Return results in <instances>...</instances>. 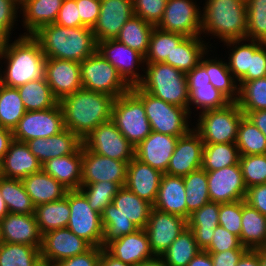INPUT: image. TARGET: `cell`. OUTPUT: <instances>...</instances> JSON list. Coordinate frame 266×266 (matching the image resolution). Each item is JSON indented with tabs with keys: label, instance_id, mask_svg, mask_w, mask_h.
Returning a JSON list of instances; mask_svg holds the SVG:
<instances>
[{
	"label": "cell",
	"instance_id": "1",
	"mask_svg": "<svg viewBox=\"0 0 266 266\" xmlns=\"http://www.w3.org/2000/svg\"><path fill=\"white\" fill-rule=\"evenodd\" d=\"M114 100L107 94L83 88L63 97L59 103L65 128L82 140L99 124L111 120Z\"/></svg>",
	"mask_w": 266,
	"mask_h": 266
},
{
	"label": "cell",
	"instance_id": "2",
	"mask_svg": "<svg viewBox=\"0 0 266 266\" xmlns=\"http://www.w3.org/2000/svg\"><path fill=\"white\" fill-rule=\"evenodd\" d=\"M46 58L65 59L81 63L97 51L93 31L88 27H63L47 24L31 35Z\"/></svg>",
	"mask_w": 266,
	"mask_h": 266
},
{
	"label": "cell",
	"instance_id": "3",
	"mask_svg": "<svg viewBox=\"0 0 266 266\" xmlns=\"http://www.w3.org/2000/svg\"><path fill=\"white\" fill-rule=\"evenodd\" d=\"M153 205L139 198L125 186L121 187L101 214L104 228L102 247L147 226Z\"/></svg>",
	"mask_w": 266,
	"mask_h": 266
},
{
	"label": "cell",
	"instance_id": "4",
	"mask_svg": "<svg viewBox=\"0 0 266 266\" xmlns=\"http://www.w3.org/2000/svg\"><path fill=\"white\" fill-rule=\"evenodd\" d=\"M6 69L1 73V84L17 88L27 82L45 77L46 57L39 43L31 35H21L9 43L2 59Z\"/></svg>",
	"mask_w": 266,
	"mask_h": 266
},
{
	"label": "cell",
	"instance_id": "5",
	"mask_svg": "<svg viewBox=\"0 0 266 266\" xmlns=\"http://www.w3.org/2000/svg\"><path fill=\"white\" fill-rule=\"evenodd\" d=\"M201 14V34L222 42L246 39L247 4L243 0H207Z\"/></svg>",
	"mask_w": 266,
	"mask_h": 266
},
{
	"label": "cell",
	"instance_id": "6",
	"mask_svg": "<svg viewBox=\"0 0 266 266\" xmlns=\"http://www.w3.org/2000/svg\"><path fill=\"white\" fill-rule=\"evenodd\" d=\"M145 74L138 86L151 95L178 107L188 109L187 76L175 67L162 63H145Z\"/></svg>",
	"mask_w": 266,
	"mask_h": 266
},
{
	"label": "cell",
	"instance_id": "7",
	"mask_svg": "<svg viewBox=\"0 0 266 266\" xmlns=\"http://www.w3.org/2000/svg\"><path fill=\"white\" fill-rule=\"evenodd\" d=\"M131 90L143 101L152 131L181 137L192 129L188 124L190 114L187 108L168 104L142 90L138 85L131 87Z\"/></svg>",
	"mask_w": 266,
	"mask_h": 266
},
{
	"label": "cell",
	"instance_id": "8",
	"mask_svg": "<svg viewBox=\"0 0 266 266\" xmlns=\"http://www.w3.org/2000/svg\"><path fill=\"white\" fill-rule=\"evenodd\" d=\"M111 121L134 147L152 131L143 101L131 89L115 98Z\"/></svg>",
	"mask_w": 266,
	"mask_h": 266
},
{
	"label": "cell",
	"instance_id": "9",
	"mask_svg": "<svg viewBox=\"0 0 266 266\" xmlns=\"http://www.w3.org/2000/svg\"><path fill=\"white\" fill-rule=\"evenodd\" d=\"M244 116L237 102L227 106L201 112L193 129L204 144L236 143L238 126Z\"/></svg>",
	"mask_w": 266,
	"mask_h": 266
},
{
	"label": "cell",
	"instance_id": "10",
	"mask_svg": "<svg viewBox=\"0 0 266 266\" xmlns=\"http://www.w3.org/2000/svg\"><path fill=\"white\" fill-rule=\"evenodd\" d=\"M82 88L117 98L131 87L98 51L80 63Z\"/></svg>",
	"mask_w": 266,
	"mask_h": 266
},
{
	"label": "cell",
	"instance_id": "11",
	"mask_svg": "<svg viewBox=\"0 0 266 266\" xmlns=\"http://www.w3.org/2000/svg\"><path fill=\"white\" fill-rule=\"evenodd\" d=\"M70 217L67 228L92 247H102L104 228L101 214L94 211L80 190H68Z\"/></svg>",
	"mask_w": 266,
	"mask_h": 266
},
{
	"label": "cell",
	"instance_id": "12",
	"mask_svg": "<svg viewBox=\"0 0 266 266\" xmlns=\"http://www.w3.org/2000/svg\"><path fill=\"white\" fill-rule=\"evenodd\" d=\"M82 146L94 153L129 163L135 157V147L110 120L99 124L82 139Z\"/></svg>",
	"mask_w": 266,
	"mask_h": 266
},
{
	"label": "cell",
	"instance_id": "13",
	"mask_svg": "<svg viewBox=\"0 0 266 266\" xmlns=\"http://www.w3.org/2000/svg\"><path fill=\"white\" fill-rule=\"evenodd\" d=\"M65 129L63 111L58 103L45 110L26 111L13 129V139L27 142L36 138L51 137Z\"/></svg>",
	"mask_w": 266,
	"mask_h": 266
},
{
	"label": "cell",
	"instance_id": "14",
	"mask_svg": "<svg viewBox=\"0 0 266 266\" xmlns=\"http://www.w3.org/2000/svg\"><path fill=\"white\" fill-rule=\"evenodd\" d=\"M193 0H167L162 20L157 27L186 37L201 35V13Z\"/></svg>",
	"mask_w": 266,
	"mask_h": 266
},
{
	"label": "cell",
	"instance_id": "15",
	"mask_svg": "<svg viewBox=\"0 0 266 266\" xmlns=\"http://www.w3.org/2000/svg\"><path fill=\"white\" fill-rule=\"evenodd\" d=\"M211 202L219 204L244 200L245 186L240 163L215 171H206Z\"/></svg>",
	"mask_w": 266,
	"mask_h": 266
},
{
	"label": "cell",
	"instance_id": "16",
	"mask_svg": "<svg viewBox=\"0 0 266 266\" xmlns=\"http://www.w3.org/2000/svg\"><path fill=\"white\" fill-rule=\"evenodd\" d=\"M97 51L117 69L119 75L130 87L137 86L142 81L143 75L136 72L139 65L145 63L142 54L116 39L97 42Z\"/></svg>",
	"mask_w": 266,
	"mask_h": 266
},
{
	"label": "cell",
	"instance_id": "17",
	"mask_svg": "<svg viewBox=\"0 0 266 266\" xmlns=\"http://www.w3.org/2000/svg\"><path fill=\"white\" fill-rule=\"evenodd\" d=\"M186 227L185 218L152 208L144 229L154 256H161Z\"/></svg>",
	"mask_w": 266,
	"mask_h": 266
},
{
	"label": "cell",
	"instance_id": "18",
	"mask_svg": "<svg viewBox=\"0 0 266 266\" xmlns=\"http://www.w3.org/2000/svg\"><path fill=\"white\" fill-rule=\"evenodd\" d=\"M128 163L99 155L82 146V182L87 185L95 182H114L125 186Z\"/></svg>",
	"mask_w": 266,
	"mask_h": 266
},
{
	"label": "cell",
	"instance_id": "19",
	"mask_svg": "<svg viewBox=\"0 0 266 266\" xmlns=\"http://www.w3.org/2000/svg\"><path fill=\"white\" fill-rule=\"evenodd\" d=\"M92 246L68 228L49 231L42 236L41 259L51 264L80 255Z\"/></svg>",
	"mask_w": 266,
	"mask_h": 266
},
{
	"label": "cell",
	"instance_id": "20",
	"mask_svg": "<svg viewBox=\"0 0 266 266\" xmlns=\"http://www.w3.org/2000/svg\"><path fill=\"white\" fill-rule=\"evenodd\" d=\"M189 103L188 112L192 113L190 106L193 105L196 110L202 109L201 112L208 110L220 109L227 106L231 101L219 90H217L209 80L206 69L199 63L190 72L186 74Z\"/></svg>",
	"mask_w": 266,
	"mask_h": 266
},
{
	"label": "cell",
	"instance_id": "21",
	"mask_svg": "<svg viewBox=\"0 0 266 266\" xmlns=\"http://www.w3.org/2000/svg\"><path fill=\"white\" fill-rule=\"evenodd\" d=\"M204 142L192 128L177 140L165 174L185 176L202 167Z\"/></svg>",
	"mask_w": 266,
	"mask_h": 266
},
{
	"label": "cell",
	"instance_id": "22",
	"mask_svg": "<svg viewBox=\"0 0 266 266\" xmlns=\"http://www.w3.org/2000/svg\"><path fill=\"white\" fill-rule=\"evenodd\" d=\"M100 4V14L92 28L96 42L115 39L134 15L133 0H100Z\"/></svg>",
	"mask_w": 266,
	"mask_h": 266
},
{
	"label": "cell",
	"instance_id": "23",
	"mask_svg": "<svg viewBox=\"0 0 266 266\" xmlns=\"http://www.w3.org/2000/svg\"><path fill=\"white\" fill-rule=\"evenodd\" d=\"M45 78L58 101L82 89L79 62L46 58Z\"/></svg>",
	"mask_w": 266,
	"mask_h": 266
},
{
	"label": "cell",
	"instance_id": "24",
	"mask_svg": "<svg viewBox=\"0 0 266 266\" xmlns=\"http://www.w3.org/2000/svg\"><path fill=\"white\" fill-rule=\"evenodd\" d=\"M42 236L35 214L8 213L0 220V242L41 247Z\"/></svg>",
	"mask_w": 266,
	"mask_h": 266
},
{
	"label": "cell",
	"instance_id": "25",
	"mask_svg": "<svg viewBox=\"0 0 266 266\" xmlns=\"http://www.w3.org/2000/svg\"><path fill=\"white\" fill-rule=\"evenodd\" d=\"M178 139L179 137L151 131L135 147V158L165 174Z\"/></svg>",
	"mask_w": 266,
	"mask_h": 266
},
{
	"label": "cell",
	"instance_id": "26",
	"mask_svg": "<svg viewBox=\"0 0 266 266\" xmlns=\"http://www.w3.org/2000/svg\"><path fill=\"white\" fill-rule=\"evenodd\" d=\"M30 152L41 165L52 158L74 154L81 146L82 140L72 131H63L47 138H36L26 142Z\"/></svg>",
	"mask_w": 266,
	"mask_h": 266
},
{
	"label": "cell",
	"instance_id": "27",
	"mask_svg": "<svg viewBox=\"0 0 266 266\" xmlns=\"http://www.w3.org/2000/svg\"><path fill=\"white\" fill-rule=\"evenodd\" d=\"M104 249L123 263L135 266L154 257L145 229L109 242Z\"/></svg>",
	"mask_w": 266,
	"mask_h": 266
},
{
	"label": "cell",
	"instance_id": "28",
	"mask_svg": "<svg viewBox=\"0 0 266 266\" xmlns=\"http://www.w3.org/2000/svg\"><path fill=\"white\" fill-rule=\"evenodd\" d=\"M162 173L135 157L128 163L125 187L139 198L154 204Z\"/></svg>",
	"mask_w": 266,
	"mask_h": 266
},
{
	"label": "cell",
	"instance_id": "29",
	"mask_svg": "<svg viewBox=\"0 0 266 266\" xmlns=\"http://www.w3.org/2000/svg\"><path fill=\"white\" fill-rule=\"evenodd\" d=\"M42 165L30 152L25 142L13 140L0 162V176L13 179H23L30 174L38 172Z\"/></svg>",
	"mask_w": 266,
	"mask_h": 266
},
{
	"label": "cell",
	"instance_id": "30",
	"mask_svg": "<svg viewBox=\"0 0 266 266\" xmlns=\"http://www.w3.org/2000/svg\"><path fill=\"white\" fill-rule=\"evenodd\" d=\"M186 198L183 177L162 174L153 208L187 220Z\"/></svg>",
	"mask_w": 266,
	"mask_h": 266
},
{
	"label": "cell",
	"instance_id": "31",
	"mask_svg": "<svg viewBox=\"0 0 266 266\" xmlns=\"http://www.w3.org/2000/svg\"><path fill=\"white\" fill-rule=\"evenodd\" d=\"M42 170L67 190H79L82 182V146L74 154L48 160L42 165Z\"/></svg>",
	"mask_w": 266,
	"mask_h": 266
},
{
	"label": "cell",
	"instance_id": "32",
	"mask_svg": "<svg viewBox=\"0 0 266 266\" xmlns=\"http://www.w3.org/2000/svg\"><path fill=\"white\" fill-rule=\"evenodd\" d=\"M64 0H22L23 27L27 29L24 35H32L39 28L55 23Z\"/></svg>",
	"mask_w": 266,
	"mask_h": 266
},
{
	"label": "cell",
	"instance_id": "33",
	"mask_svg": "<svg viewBox=\"0 0 266 266\" xmlns=\"http://www.w3.org/2000/svg\"><path fill=\"white\" fill-rule=\"evenodd\" d=\"M27 194L36 207L40 204L61 200L67 189L42 169L22 179Z\"/></svg>",
	"mask_w": 266,
	"mask_h": 266
},
{
	"label": "cell",
	"instance_id": "34",
	"mask_svg": "<svg viewBox=\"0 0 266 266\" xmlns=\"http://www.w3.org/2000/svg\"><path fill=\"white\" fill-rule=\"evenodd\" d=\"M219 203L209 202L194 211L187 220V226L193 231L196 243L204 250L212 240L214 229L219 225Z\"/></svg>",
	"mask_w": 266,
	"mask_h": 266
},
{
	"label": "cell",
	"instance_id": "35",
	"mask_svg": "<svg viewBox=\"0 0 266 266\" xmlns=\"http://www.w3.org/2000/svg\"><path fill=\"white\" fill-rule=\"evenodd\" d=\"M240 241L250 250L263 248L266 243V216L242 200Z\"/></svg>",
	"mask_w": 266,
	"mask_h": 266
},
{
	"label": "cell",
	"instance_id": "36",
	"mask_svg": "<svg viewBox=\"0 0 266 266\" xmlns=\"http://www.w3.org/2000/svg\"><path fill=\"white\" fill-rule=\"evenodd\" d=\"M202 39L201 36L185 37L177 47H174L171 59H166L164 63L187 74L200 63L201 58L208 52V43H203Z\"/></svg>",
	"mask_w": 266,
	"mask_h": 266
},
{
	"label": "cell",
	"instance_id": "37",
	"mask_svg": "<svg viewBox=\"0 0 266 266\" xmlns=\"http://www.w3.org/2000/svg\"><path fill=\"white\" fill-rule=\"evenodd\" d=\"M35 217L42 235L59 228H67L70 217L68 191L61 200L36 206Z\"/></svg>",
	"mask_w": 266,
	"mask_h": 266
},
{
	"label": "cell",
	"instance_id": "38",
	"mask_svg": "<svg viewBox=\"0 0 266 266\" xmlns=\"http://www.w3.org/2000/svg\"><path fill=\"white\" fill-rule=\"evenodd\" d=\"M207 59L204 56L200 64L206 69L210 83L221 93H223L231 102H237L239 99L238 82L228 69L227 62L221 59Z\"/></svg>",
	"mask_w": 266,
	"mask_h": 266
},
{
	"label": "cell",
	"instance_id": "39",
	"mask_svg": "<svg viewBox=\"0 0 266 266\" xmlns=\"http://www.w3.org/2000/svg\"><path fill=\"white\" fill-rule=\"evenodd\" d=\"M17 89L26 111L45 110L59 103L45 77L27 82Z\"/></svg>",
	"mask_w": 266,
	"mask_h": 266
},
{
	"label": "cell",
	"instance_id": "40",
	"mask_svg": "<svg viewBox=\"0 0 266 266\" xmlns=\"http://www.w3.org/2000/svg\"><path fill=\"white\" fill-rule=\"evenodd\" d=\"M154 27L153 24L144 21L141 17L133 15L123 25L115 39L145 57Z\"/></svg>",
	"mask_w": 266,
	"mask_h": 266
},
{
	"label": "cell",
	"instance_id": "41",
	"mask_svg": "<svg viewBox=\"0 0 266 266\" xmlns=\"http://www.w3.org/2000/svg\"><path fill=\"white\" fill-rule=\"evenodd\" d=\"M0 194L9 213L35 214V206L26 192L21 179L0 176Z\"/></svg>",
	"mask_w": 266,
	"mask_h": 266
},
{
	"label": "cell",
	"instance_id": "42",
	"mask_svg": "<svg viewBox=\"0 0 266 266\" xmlns=\"http://www.w3.org/2000/svg\"><path fill=\"white\" fill-rule=\"evenodd\" d=\"M200 250L193 231L187 226L161 257L166 266H187Z\"/></svg>",
	"mask_w": 266,
	"mask_h": 266
},
{
	"label": "cell",
	"instance_id": "43",
	"mask_svg": "<svg viewBox=\"0 0 266 266\" xmlns=\"http://www.w3.org/2000/svg\"><path fill=\"white\" fill-rule=\"evenodd\" d=\"M243 41H249L244 44ZM242 42V43H241ZM227 46L233 47L229 54L228 69L233 77L239 81L247 71H251L252 55L264 44L255 40H230L224 42ZM241 43V44H240ZM235 45V46H234Z\"/></svg>",
	"mask_w": 266,
	"mask_h": 266
},
{
	"label": "cell",
	"instance_id": "44",
	"mask_svg": "<svg viewBox=\"0 0 266 266\" xmlns=\"http://www.w3.org/2000/svg\"><path fill=\"white\" fill-rule=\"evenodd\" d=\"M185 37L182 34L164 31L155 26L152 30L147 53L144 57L145 62L162 63L166 59H171L174 47H177Z\"/></svg>",
	"mask_w": 266,
	"mask_h": 266
},
{
	"label": "cell",
	"instance_id": "45",
	"mask_svg": "<svg viewBox=\"0 0 266 266\" xmlns=\"http://www.w3.org/2000/svg\"><path fill=\"white\" fill-rule=\"evenodd\" d=\"M239 150L236 143L204 144L202 169L215 171L239 163Z\"/></svg>",
	"mask_w": 266,
	"mask_h": 266
},
{
	"label": "cell",
	"instance_id": "46",
	"mask_svg": "<svg viewBox=\"0 0 266 266\" xmlns=\"http://www.w3.org/2000/svg\"><path fill=\"white\" fill-rule=\"evenodd\" d=\"M25 112L18 89L0 84V127L13 131Z\"/></svg>",
	"mask_w": 266,
	"mask_h": 266
},
{
	"label": "cell",
	"instance_id": "47",
	"mask_svg": "<svg viewBox=\"0 0 266 266\" xmlns=\"http://www.w3.org/2000/svg\"><path fill=\"white\" fill-rule=\"evenodd\" d=\"M186 189L187 220L196 210L210 202L206 171L198 169L183 176Z\"/></svg>",
	"mask_w": 266,
	"mask_h": 266
},
{
	"label": "cell",
	"instance_id": "48",
	"mask_svg": "<svg viewBox=\"0 0 266 266\" xmlns=\"http://www.w3.org/2000/svg\"><path fill=\"white\" fill-rule=\"evenodd\" d=\"M236 145L240 156L266 154L265 135L245 115L238 126Z\"/></svg>",
	"mask_w": 266,
	"mask_h": 266
},
{
	"label": "cell",
	"instance_id": "49",
	"mask_svg": "<svg viewBox=\"0 0 266 266\" xmlns=\"http://www.w3.org/2000/svg\"><path fill=\"white\" fill-rule=\"evenodd\" d=\"M40 248L0 242V266H34L41 260Z\"/></svg>",
	"mask_w": 266,
	"mask_h": 266
},
{
	"label": "cell",
	"instance_id": "50",
	"mask_svg": "<svg viewBox=\"0 0 266 266\" xmlns=\"http://www.w3.org/2000/svg\"><path fill=\"white\" fill-rule=\"evenodd\" d=\"M121 187L114 182H95L81 185L79 190L85 195L89 206L99 214L113 202L115 195Z\"/></svg>",
	"mask_w": 266,
	"mask_h": 266
},
{
	"label": "cell",
	"instance_id": "51",
	"mask_svg": "<svg viewBox=\"0 0 266 266\" xmlns=\"http://www.w3.org/2000/svg\"><path fill=\"white\" fill-rule=\"evenodd\" d=\"M237 103L241 111L266 109V77L246 81L239 88Z\"/></svg>",
	"mask_w": 266,
	"mask_h": 266
},
{
	"label": "cell",
	"instance_id": "52",
	"mask_svg": "<svg viewBox=\"0 0 266 266\" xmlns=\"http://www.w3.org/2000/svg\"><path fill=\"white\" fill-rule=\"evenodd\" d=\"M247 40L266 43V0H248Z\"/></svg>",
	"mask_w": 266,
	"mask_h": 266
},
{
	"label": "cell",
	"instance_id": "53",
	"mask_svg": "<svg viewBox=\"0 0 266 266\" xmlns=\"http://www.w3.org/2000/svg\"><path fill=\"white\" fill-rule=\"evenodd\" d=\"M245 186L266 184V154L243 155L239 158Z\"/></svg>",
	"mask_w": 266,
	"mask_h": 266
},
{
	"label": "cell",
	"instance_id": "54",
	"mask_svg": "<svg viewBox=\"0 0 266 266\" xmlns=\"http://www.w3.org/2000/svg\"><path fill=\"white\" fill-rule=\"evenodd\" d=\"M242 218V200L219 204V225L227 229L230 233L240 237Z\"/></svg>",
	"mask_w": 266,
	"mask_h": 266
},
{
	"label": "cell",
	"instance_id": "55",
	"mask_svg": "<svg viewBox=\"0 0 266 266\" xmlns=\"http://www.w3.org/2000/svg\"><path fill=\"white\" fill-rule=\"evenodd\" d=\"M167 0H133L135 16L157 26L162 20Z\"/></svg>",
	"mask_w": 266,
	"mask_h": 266
},
{
	"label": "cell",
	"instance_id": "56",
	"mask_svg": "<svg viewBox=\"0 0 266 266\" xmlns=\"http://www.w3.org/2000/svg\"><path fill=\"white\" fill-rule=\"evenodd\" d=\"M211 243L204 249L207 252H223L229 249H247L240 241V238L230 233L224 227L218 225L214 229Z\"/></svg>",
	"mask_w": 266,
	"mask_h": 266
},
{
	"label": "cell",
	"instance_id": "57",
	"mask_svg": "<svg viewBox=\"0 0 266 266\" xmlns=\"http://www.w3.org/2000/svg\"><path fill=\"white\" fill-rule=\"evenodd\" d=\"M55 24L63 27H83L76 0H64L60 7Z\"/></svg>",
	"mask_w": 266,
	"mask_h": 266
},
{
	"label": "cell",
	"instance_id": "58",
	"mask_svg": "<svg viewBox=\"0 0 266 266\" xmlns=\"http://www.w3.org/2000/svg\"><path fill=\"white\" fill-rule=\"evenodd\" d=\"M263 77H266V43L252 55L251 71H247L237 83L240 88L246 81Z\"/></svg>",
	"mask_w": 266,
	"mask_h": 266
},
{
	"label": "cell",
	"instance_id": "59",
	"mask_svg": "<svg viewBox=\"0 0 266 266\" xmlns=\"http://www.w3.org/2000/svg\"><path fill=\"white\" fill-rule=\"evenodd\" d=\"M76 5L82 25L92 29L100 14V0H76Z\"/></svg>",
	"mask_w": 266,
	"mask_h": 266
},
{
	"label": "cell",
	"instance_id": "60",
	"mask_svg": "<svg viewBox=\"0 0 266 266\" xmlns=\"http://www.w3.org/2000/svg\"><path fill=\"white\" fill-rule=\"evenodd\" d=\"M18 0H0V29L9 36L12 33L15 21L18 17L17 10L20 8Z\"/></svg>",
	"mask_w": 266,
	"mask_h": 266
},
{
	"label": "cell",
	"instance_id": "61",
	"mask_svg": "<svg viewBox=\"0 0 266 266\" xmlns=\"http://www.w3.org/2000/svg\"><path fill=\"white\" fill-rule=\"evenodd\" d=\"M102 247H91L85 253L52 264V266H99Z\"/></svg>",
	"mask_w": 266,
	"mask_h": 266
},
{
	"label": "cell",
	"instance_id": "62",
	"mask_svg": "<svg viewBox=\"0 0 266 266\" xmlns=\"http://www.w3.org/2000/svg\"><path fill=\"white\" fill-rule=\"evenodd\" d=\"M244 200L249 206L266 216V184L248 188Z\"/></svg>",
	"mask_w": 266,
	"mask_h": 266
},
{
	"label": "cell",
	"instance_id": "63",
	"mask_svg": "<svg viewBox=\"0 0 266 266\" xmlns=\"http://www.w3.org/2000/svg\"><path fill=\"white\" fill-rule=\"evenodd\" d=\"M248 249H229L223 252H208L213 266H236Z\"/></svg>",
	"mask_w": 266,
	"mask_h": 266
},
{
	"label": "cell",
	"instance_id": "64",
	"mask_svg": "<svg viewBox=\"0 0 266 266\" xmlns=\"http://www.w3.org/2000/svg\"><path fill=\"white\" fill-rule=\"evenodd\" d=\"M242 112L266 137V109Z\"/></svg>",
	"mask_w": 266,
	"mask_h": 266
},
{
	"label": "cell",
	"instance_id": "65",
	"mask_svg": "<svg viewBox=\"0 0 266 266\" xmlns=\"http://www.w3.org/2000/svg\"><path fill=\"white\" fill-rule=\"evenodd\" d=\"M13 134L11 130L0 127V162L8 151L10 143L13 141Z\"/></svg>",
	"mask_w": 266,
	"mask_h": 266
},
{
	"label": "cell",
	"instance_id": "66",
	"mask_svg": "<svg viewBox=\"0 0 266 266\" xmlns=\"http://www.w3.org/2000/svg\"><path fill=\"white\" fill-rule=\"evenodd\" d=\"M236 266H260L259 253L256 250L248 249Z\"/></svg>",
	"mask_w": 266,
	"mask_h": 266
},
{
	"label": "cell",
	"instance_id": "67",
	"mask_svg": "<svg viewBox=\"0 0 266 266\" xmlns=\"http://www.w3.org/2000/svg\"><path fill=\"white\" fill-rule=\"evenodd\" d=\"M187 266H213V262L207 251L200 250Z\"/></svg>",
	"mask_w": 266,
	"mask_h": 266
},
{
	"label": "cell",
	"instance_id": "68",
	"mask_svg": "<svg viewBox=\"0 0 266 266\" xmlns=\"http://www.w3.org/2000/svg\"><path fill=\"white\" fill-rule=\"evenodd\" d=\"M99 266H132L110 255L103 247L101 251Z\"/></svg>",
	"mask_w": 266,
	"mask_h": 266
},
{
	"label": "cell",
	"instance_id": "69",
	"mask_svg": "<svg viewBox=\"0 0 266 266\" xmlns=\"http://www.w3.org/2000/svg\"><path fill=\"white\" fill-rule=\"evenodd\" d=\"M135 266H166L161 256H154L151 259L140 262Z\"/></svg>",
	"mask_w": 266,
	"mask_h": 266
},
{
	"label": "cell",
	"instance_id": "70",
	"mask_svg": "<svg viewBox=\"0 0 266 266\" xmlns=\"http://www.w3.org/2000/svg\"><path fill=\"white\" fill-rule=\"evenodd\" d=\"M10 36L2 29H0V54L2 55L6 48L8 47V44L10 42L9 40Z\"/></svg>",
	"mask_w": 266,
	"mask_h": 266
},
{
	"label": "cell",
	"instance_id": "71",
	"mask_svg": "<svg viewBox=\"0 0 266 266\" xmlns=\"http://www.w3.org/2000/svg\"><path fill=\"white\" fill-rule=\"evenodd\" d=\"M9 213L6 203L0 194V220H2Z\"/></svg>",
	"mask_w": 266,
	"mask_h": 266
},
{
	"label": "cell",
	"instance_id": "72",
	"mask_svg": "<svg viewBox=\"0 0 266 266\" xmlns=\"http://www.w3.org/2000/svg\"><path fill=\"white\" fill-rule=\"evenodd\" d=\"M259 253L260 266H266V250L263 248L255 249Z\"/></svg>",
	"mask_w": 266,
	"mask_h": 266
},
{
	"label": "cell",
	"instance_id": "73",
	"mask_svg": "<svg viewBox=\"0 0 266 266\" xmlns=\"http://www.w3.org/2000/svg\"><path fill=\"white\" fill-rule=\"evenodd\" d=\"M34 266H52L51 263H49L48 261L45 260H40L39 262H37Z\"/></svg>",
	"mask_w": 266,
	"mask_h": 266
},
{
	"label": "cell",
	"instance_id": "74",
	"mask_svg": "<svg viewBox=\"0 0 266 266\" xmlns=\"http://www.w3.org/2000/svg\"><path fill=\"white\" fill-rule=\"evenodd\" d=\"M1 58H2V55L0 54V60H2ZM0 69H1V68H0ZM1 74H2V73H1V70H0V84H1Z\"/></svg>",
	"mask_w": 266,
	"mask_h": 266
}]
</instances>
